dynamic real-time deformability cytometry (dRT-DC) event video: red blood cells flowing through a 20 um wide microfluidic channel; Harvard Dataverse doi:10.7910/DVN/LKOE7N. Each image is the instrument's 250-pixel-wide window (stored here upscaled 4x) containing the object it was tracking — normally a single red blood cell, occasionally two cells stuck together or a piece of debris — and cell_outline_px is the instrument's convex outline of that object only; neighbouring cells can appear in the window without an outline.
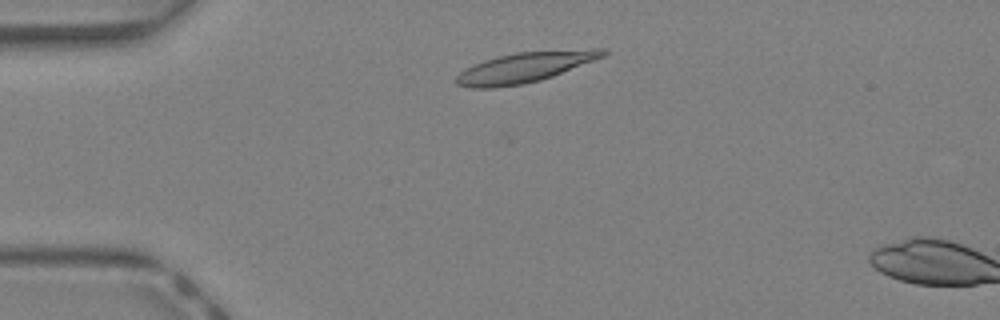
{"species": "Egyptian fruit bat (a non-hibernating species)", "species_latin": "Rousettus aegyptiacus", "temperature_condition": "warm", "stored_images_in_passage": 4, "camera_frame_rate_fps": 3000, "um_per_image_px": 0.085, "animal": {"sex": "female"}, "frame": {"image": 1, "passage_image": 2, "time_ms": 0.333, "image_size_px": [1000, 320], "cell_outline_px": [[608, 52], [604, 56], [552, 76], [540, 80], [524, 84], [496, 88], [472, 88], [456, 84], [456, 76], [464, 68], [472, 64], [484, 60], [516, 52], [592, 48], [604, 48]], "centroid_in_image_um": [44.59, 5.72], "position_along_channel_um": 40.4, "area_um2": 25.84}}